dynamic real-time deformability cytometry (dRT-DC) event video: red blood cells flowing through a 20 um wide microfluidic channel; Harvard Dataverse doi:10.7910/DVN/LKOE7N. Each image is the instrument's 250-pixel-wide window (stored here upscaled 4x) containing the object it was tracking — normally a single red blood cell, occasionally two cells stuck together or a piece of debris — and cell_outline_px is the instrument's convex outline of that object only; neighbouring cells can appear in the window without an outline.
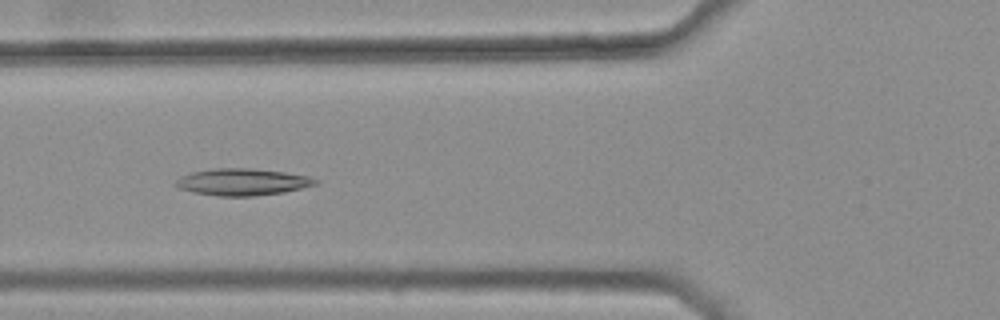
{"species": "common noctule bat (a hibernating species)", "species_latin": "Nyctalus noctula", "temperature_condition": "warm", "stored_images_in_passage": 40, "camera_frame_rate_fps": 3000, "um_per_image_px": 0.085, "animal": {"sex": "female", "body_mass_g": 25.1}, "frame": {"image": 1, "passage_image": 15, "time_ms": 4.667, "image_size_px": [1000, 320], "cell_outline_px": [[320, 184], [284, 192], [256, 196], [216, 196], [192, 192], [180, 188], [172, 184], [180, 176], [192, 172], [212, 168], [248, 168], [284, 172], [308, 176], [320, 180]], "centroid_in_image_um": [20.61, 15.47], "position_along_channel_um": 105.2, "area_um2": 22.08}}
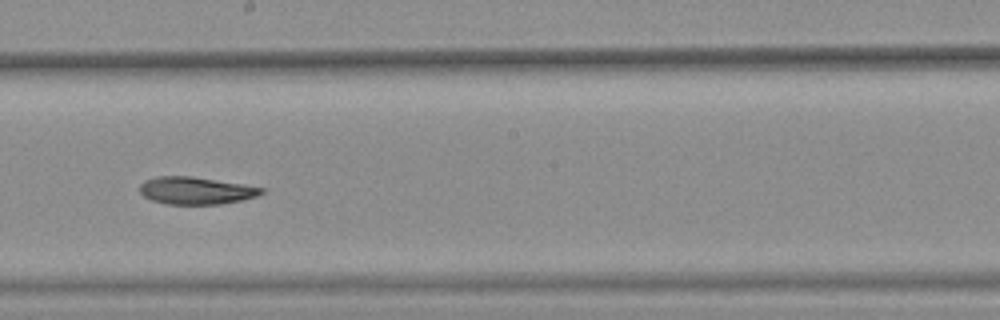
{"frame": {"image": 2, "passage_image": 25, "time_ms": 8.0, "image_size_px": [1000, 320], "cell_outline_px": [[264, 192], [256, 196], [240, 200], [220, 204], [168, 204], [152, 200], [144, 196], [140, 192], [140, 184], [144, 180], [156, 176], [192, 176], [264, 188]], "centroid_in_image_um": [16.61, 16.19], "position_along_channel_um": 231.6, "area_um2": 19.19}}
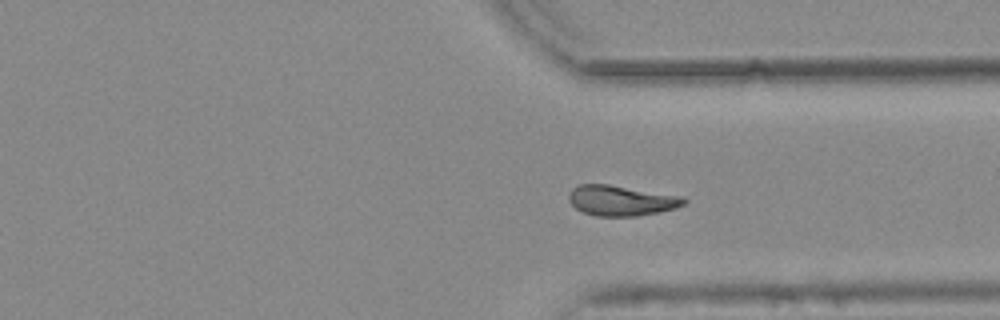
{"frame": {"image": 3, "passage_image": 35, "time_ms": 11.333, "image_size_px": [1000, 320], "cell_outline_px": [[688, 200], [684, 204], [676, 208], [660, 212], [636, 216], [596, 216], [580, 212], [568, 200], [568, 196], [572, 188], [580, 184], [608, 184], [684, 196]], "centroid_in_image_um": [52.81, 17.05], "position_along_channel_um": 358.6, "area_um2": 20.58}}